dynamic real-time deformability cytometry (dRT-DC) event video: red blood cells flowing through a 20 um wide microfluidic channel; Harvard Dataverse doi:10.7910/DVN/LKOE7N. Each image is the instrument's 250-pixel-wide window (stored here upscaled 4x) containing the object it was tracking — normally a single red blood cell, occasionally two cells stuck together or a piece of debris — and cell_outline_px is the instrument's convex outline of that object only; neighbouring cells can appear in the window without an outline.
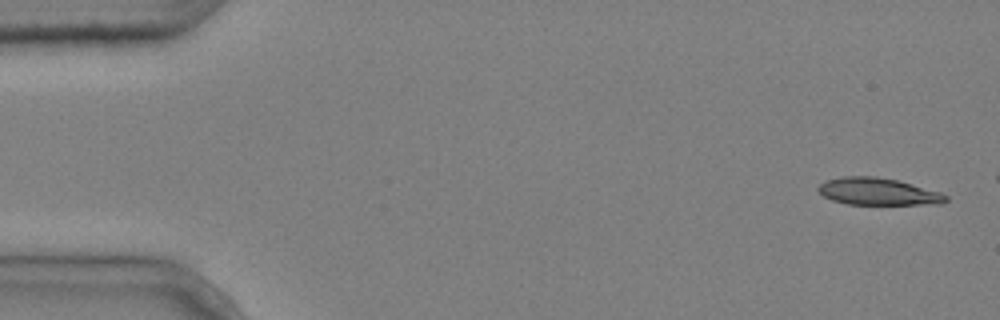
{"species": "common noctule bat (a hibernating species)", "species_latin": "Nyctalus noctula", "temperature_condition": "cold", "stored_images_in_passage": 4, "camera_frame_rate_fps": 3000, "um_per_image_px": 0.085, "animal": {"sex": "male", "body_mass_g": 20.4}, "frame": {"image": 1, "passage_image": 1, "time_ms": 0.0, "image_size_px": [1000, 320], "cell_outline_px": [[948, 200], [940, 204], [848, 204], [832, 200], [824, 196], [816, 188], [820, 184], [828, 180], [840, 176], [872, 176], [896, 180], [940, 192], [948, 196]], "centroid_in_image_um": [74.62, 16.28], "position_along_channel_um": 10.4, "area_um2": 19.94}}